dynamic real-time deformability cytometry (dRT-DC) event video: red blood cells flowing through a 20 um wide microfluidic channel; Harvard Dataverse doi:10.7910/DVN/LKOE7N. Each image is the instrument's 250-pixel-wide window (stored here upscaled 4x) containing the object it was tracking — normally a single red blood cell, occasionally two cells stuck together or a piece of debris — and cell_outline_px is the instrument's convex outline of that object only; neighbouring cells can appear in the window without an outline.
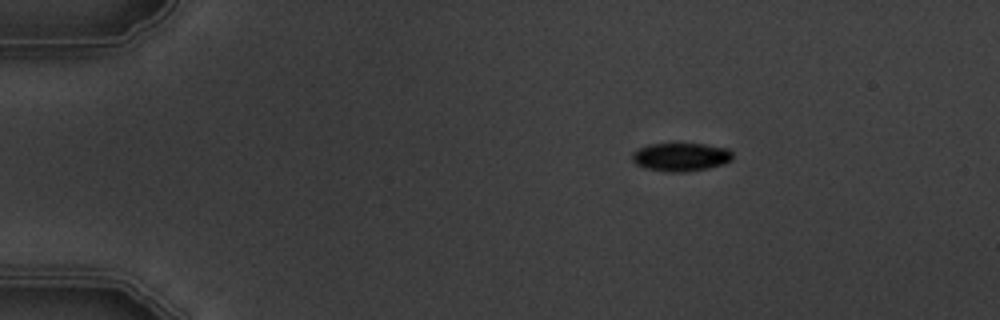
{"species": "common noctule bat (a hibernating species)", "species_latin": "Nyctalus noctula", "temperature_condition": "warm", "stored_images_in_passage": 5, "camera_frame_rate_fps": 3000, "um_per_image_px": 0.085, "animal": {"sex": "male", "body_mass_g": 19.5, "forearm_length_mm": 54.6}, "frame": {"image": 1, "passage_image": 1, "time_ms": 0.0, "image_size_px": [1000, 320], "cell_outline_px": [[732, 160], [724, 164], [708, 168], [684, 172], [668, 172], [648, 168], [636, 164], [632, 160], [632, 152], [636, 148], [648, 144], [704, 144], [728, 148], [732, 152]], "centroid_in_image_um": [57.87, 13.33], "position_along_channel_um": 27.1, "area_um2": 16.65}}
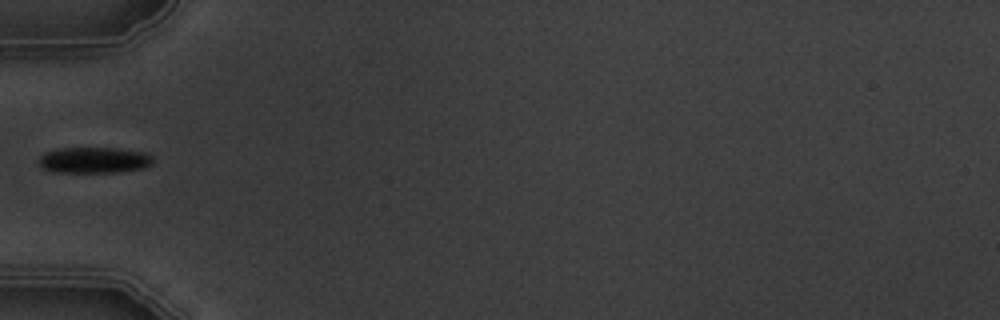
{"frame": {"image": 2, "passage_image": 4, "time_ms": 3.333, "image_size_px": [1000, 320], "cell_outline_px": [[152, 164], [144, 168], [116, 172], [56, 172], [44, 168], [40, 164], [40, 156], [44, 152], [60, 148], [116, 148], [144, 152], [152, 156]], "centroid_in_image_um": [8.01, 13.6], "position_along_channel_um": 77.0, "area_um2": 17.17}}
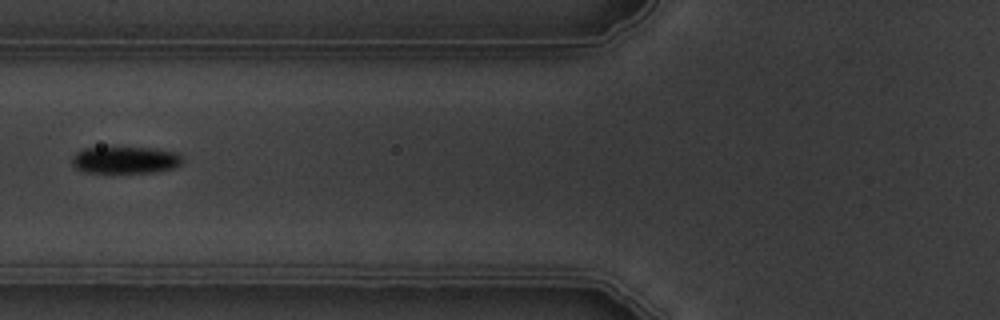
{"frame": {"image": 3, "passage_image": 5, "time_ms": 4.333, "image_size_px": [1000, 320], "cell_outline_px": [[184, 160], [180, 164], [172, 168], [156, 172], [84, 172], [76, 168], [72, 164], [72, 156], [76, 152], [84, 148], [152, 148], [180, 152]], "centroid_in_image_um": [10.68, 13.59], "position_along_channel_um": 115.1, "area_um2": 17.34}}